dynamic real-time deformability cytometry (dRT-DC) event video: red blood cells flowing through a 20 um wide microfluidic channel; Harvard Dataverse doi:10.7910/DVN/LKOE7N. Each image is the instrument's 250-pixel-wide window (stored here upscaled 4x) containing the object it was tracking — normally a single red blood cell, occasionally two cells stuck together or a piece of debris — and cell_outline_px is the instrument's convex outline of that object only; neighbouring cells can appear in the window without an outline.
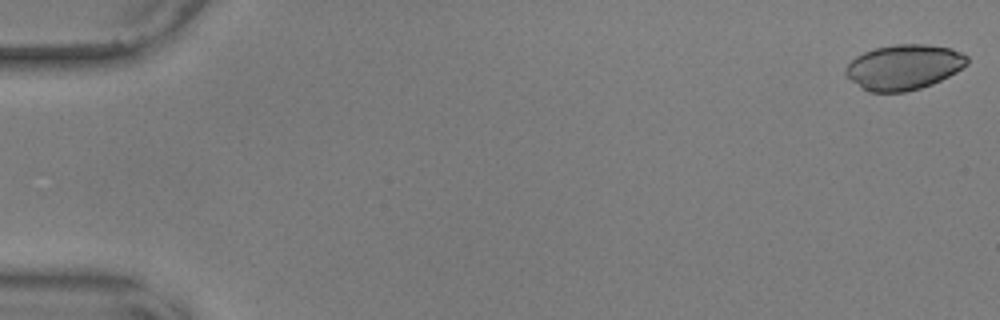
{"species": "common noctule bat (a hibernating species)", "species_latin": "Nyctalus noctula", "temperature_condition": "warm", "stored_images_in_passage": 9, "camera_frame_rate_fps": 3000, "um_per_image_px": 0.085, "animal": {"sex": "male", "body_mass_g": 17.9, "forearm_length_mm": 54.2}, "frame": {"image": 1, "passage_image": 1, "time_ms": 0.0, "image_size_px": [1000, 320], "cell_outline_px": [[968, 64], [956, 72], [932, 84], [920, 88], [904, 92], [868, 92], [860, 88], [844, 72], [844, 68], [856, 56], [864, 52], [876, 48], [896, 44], [924, 44], [952, 48], [968, 56]], "centroid_in_image_um": [76.83, 5.7], "position_along_channel_um": 8.2, "area_um2": 31.96}}